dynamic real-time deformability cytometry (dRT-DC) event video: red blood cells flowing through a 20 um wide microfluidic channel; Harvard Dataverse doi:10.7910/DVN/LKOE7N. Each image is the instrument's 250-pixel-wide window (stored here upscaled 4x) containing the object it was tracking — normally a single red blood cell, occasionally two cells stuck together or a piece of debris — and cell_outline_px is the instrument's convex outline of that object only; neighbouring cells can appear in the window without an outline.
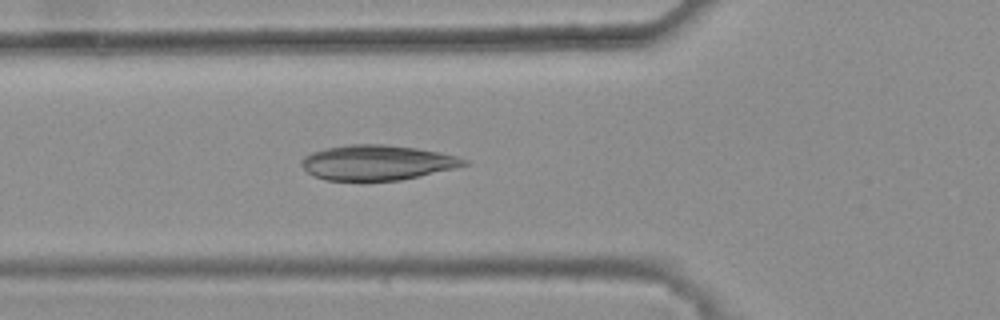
{"species": "common noctule bat (a hibernating species)", "species_latin": "Nyctalus noctula", "temperature_condition": "warm", "stored_images_in_passage": 36, "camera_frame_rate_fps": 3000, "um_per_image_px": 0.085, "animal": {"sex": "female", "body_mass_g": 25.1}, "frame": {"image": 1, "passage_image": 14, "time_ms": 4.333, "image_size_px": [1000, 320], "cell_outline_px": [[468, 164], [452, 168], [400, 180], [324, 180], [312, 176], [300, 164], [300, 160], [304, 156], [312, 152], [324, 148], [348, 144], [384, 144], [416, 148], [440, 152], [456, 156], [468, 160]], "centroid_in_image_um": [31.99, 13.81], "position_along_channel_um": 93.8, "area_um2": 33.06}}
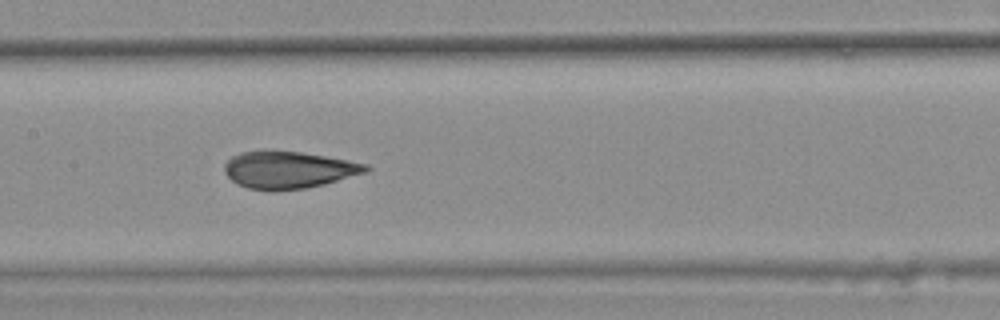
{"frame": {"image": 2, "passage_image": 21, "time_ms": 6.667, "image_size_px": [1000, 320], "cell_outline_px": [[372, 168], [368, 172], [324, 184], [304, 188], [272, 192], [248, 188], [236, 184], [224, 172], [224, 164], [232, 156], [240, 152], [260, 148], [268, 148], [300, 152], [348, 160], [368, 164]], "centroid_in_image_um": [24.49, 14.41], "position_along_channel_um": 182.9, "area_um2": 31.44}}
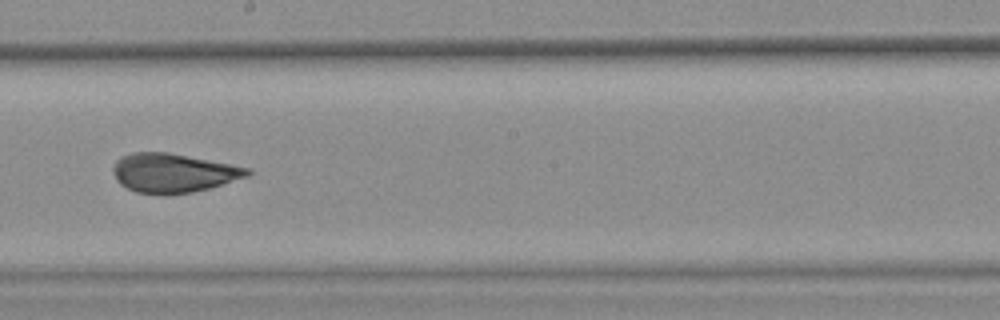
{"frame": {"image": 3, "passage_image": 25, "time_ms": 8.0, "image_size_px": [1000, 320], "cell_outline_px": [[252, 172], [248, 176], [208, 188], [192, 192], [164, 196], [136, 192], [120, 184], [116, 180], [112, 168], [112, 164], [120, 156], [132, 152], [168, 152], [252, 168]], "centroid_in_image_um": [14.69, 14.7], "position_along_channel_um": 233.5, "area_um2": 30.87}}